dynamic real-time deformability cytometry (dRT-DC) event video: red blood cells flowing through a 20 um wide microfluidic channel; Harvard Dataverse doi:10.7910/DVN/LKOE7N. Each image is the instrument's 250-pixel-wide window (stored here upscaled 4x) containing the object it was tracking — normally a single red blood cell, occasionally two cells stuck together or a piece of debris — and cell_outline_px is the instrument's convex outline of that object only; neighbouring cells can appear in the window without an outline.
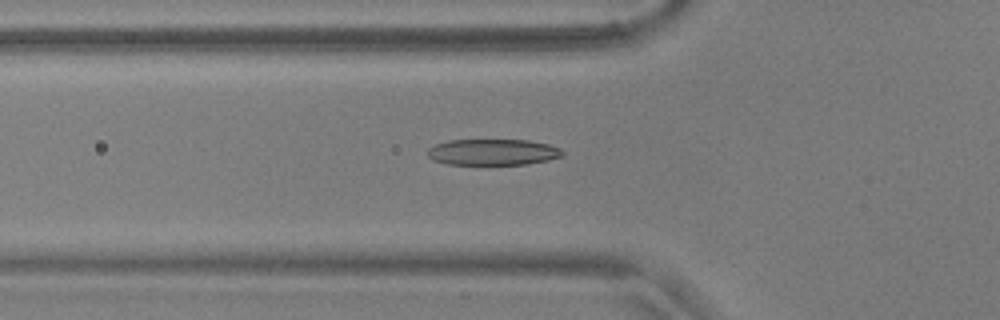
{"species": "common noctule bat (a hibernating species)", "species_latin": "Nyctalus noctula", "temperature_condition": "warm", "stored_images_in_passage": 52, "camera_frame_rate_fps": 3000, "um_per_image_px": 0.085, "animal": {"sex": "male", "body_mass_g": 17.9, "forearm_length_mm": 54.2}, "frame": {"image": 1, "passage_image": 16, "time_ms": 5.0, "image_size_px": [1000, 320], "cell_outline_px": [[564, 156], [548, 160], [528, 164], [448, 164], [432, 160], [428, 156], [428, 148], [436, 144], [448, 140], [528, 140], [548, 144], [560, 148], [564, 152]], "centroid_in_image_um": [41.91, 12.93], "position_along_channel_um": 83.9, "area_um2": 20.58}}
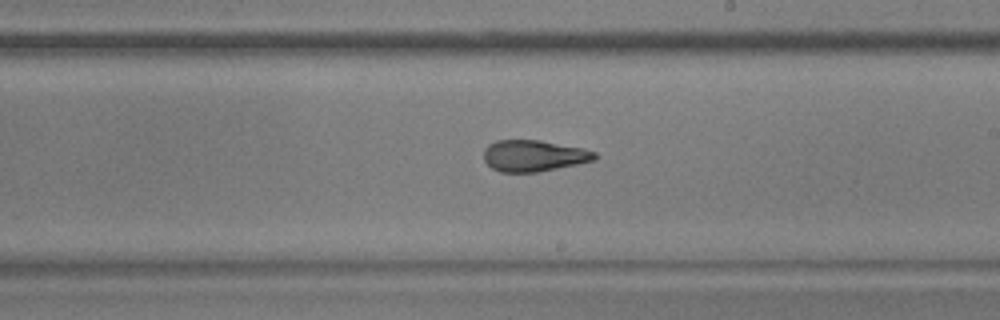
{"frame": {"image": 2, "passage_image": 29, "time_ms": 9.333, "image_size_px": [1000, 320], "cell_outline_px": [[596, 160], [540, 172], [500, 172], [492, 168], [484, 160], [484, 148], [488, 144], [496, 140], [540, 140], [584, 148], [596, 152]], "centroid_in_image_um": [45.37, 13.24], "position_along_channel_um": 243.6, "area_um2": 20.46}}
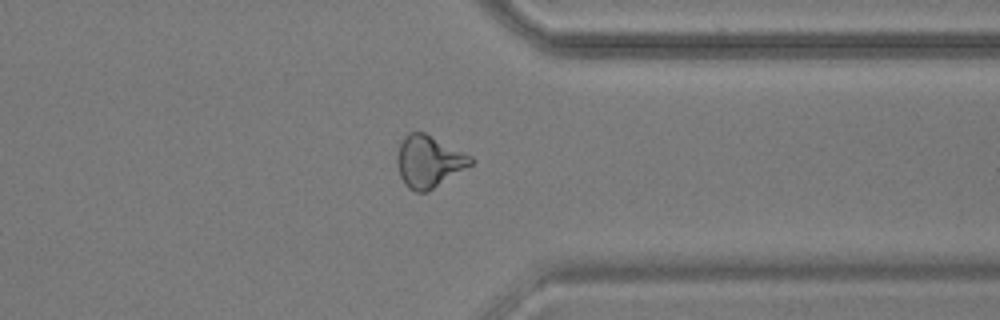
{"frame": {"image": 3, "passage_image": 40, "time_ms": 13.0, "image_size_px": [1000, 320], "cell_outline_px": [[476, 160], [472, 164], [428, 192], [416, 192], [408, 188], [404, 184], [400, 176], [396, 160], [396, 156], [400, 144], [404, 136], [408, 132], [424, 132], [472, 156]], "centroid_in_image_um": [36.44, 13.73], "position_along_channel_um": 375.0, "area_um2": 22.31}, "authors_computed_cell_mechanics": {"area_um2": 20.7502, "velocity_mm_per_s": 3.6666, "shape_relaxation_time_tau1_ms": 7.5263, "shape_relaxation_time_tau2_ms": 2.0793, "deformation_change_tau1": 0.2357, "deformation_change_tau2": 0.1158}}